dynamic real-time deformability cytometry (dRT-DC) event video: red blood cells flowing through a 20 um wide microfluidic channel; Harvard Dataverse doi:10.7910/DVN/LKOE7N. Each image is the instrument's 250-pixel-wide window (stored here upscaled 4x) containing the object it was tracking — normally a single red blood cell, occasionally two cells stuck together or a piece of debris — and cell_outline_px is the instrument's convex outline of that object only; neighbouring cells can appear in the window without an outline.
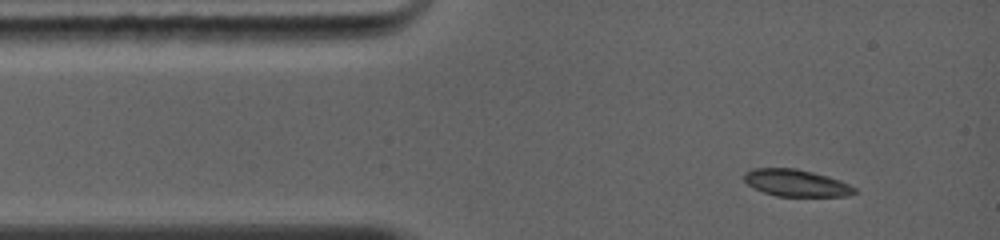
{"species": "common noctule bat (a hibernating species)", "species_latin": "Nyctalus noctula", "temperature_condition": "warm", "stored_images_in_passage": 3, "camera_frame_rate_fps": 5000, "um_per_image_px": 0.085, "animal": {"sex": "female", "body_mass_g": 19.0, "forearm_length_mm": 56.7}, "frame": {"image": 1, "passage_image": 1, "time_ms": 0.0, "image_size_px": [1000, 240], "cell_outline_px": [[860, 192], [848, 196], [776, 196], [752, 188], [744, 180], [744, 172], [752, 168], [796, 168], [828, 176], [840, 180], [856, 188]], "centroid_in_image_um": [67.68, 15.55], "position_along_channel_um": 17.3, "area_um2": 17.51}}
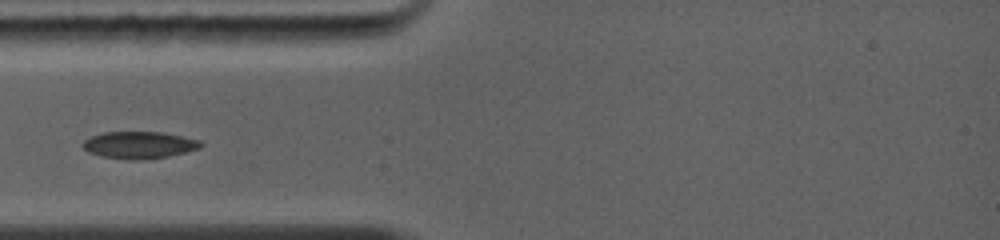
{"frame": {"image": 2, "passage_image": 3, "time_ms": 2.2, "image_size_px": [1000, 240], "cell_outline_px": [[204, 144], [200, 148], [168, 156], [144, 160], [136, 160], [100, 156], [88, 152], [80, 144], [88, 136], [104, 132], [164, 132], [200, 140]], "centroid_in_image_um": [11.8, 12.31], "position_along_channel_um": 73.2, "area_um2": 18.73}}